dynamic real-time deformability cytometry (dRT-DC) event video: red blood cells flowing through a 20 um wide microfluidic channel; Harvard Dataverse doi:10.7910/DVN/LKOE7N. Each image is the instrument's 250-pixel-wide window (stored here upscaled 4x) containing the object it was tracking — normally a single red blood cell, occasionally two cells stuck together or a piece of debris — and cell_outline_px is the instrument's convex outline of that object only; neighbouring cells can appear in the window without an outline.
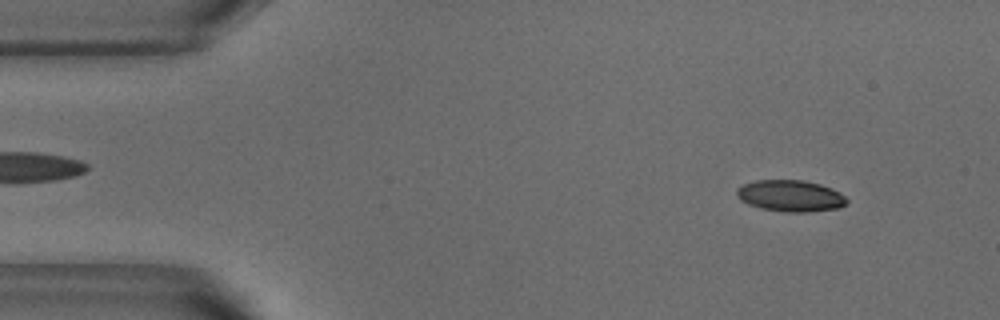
{"species": "common noctule bat (a hibernating species)", "species_latin": "Nyctalus noctula", "temperature_condition": "warm", "stored_images_in_passage": 52, "camera_frame_rate_fps": 3000, "um_per_image_px": 0.085, "animal": {"sex": "male", "body_mass_g": 18.8}, "frame": {"image": 1, "passage_image": 5, "time_ms": 1.333, "image_size_px": [1000, 320], "cell_outline_px": [[848, 204], [840, 208], [808, 212], [784, 212], [760, 208], [748, 204], [740, 200], [736, 196], [736, 188], [744, 184], [756, 180], [804, 180], [820, 184], [832, 188], [840, 192], [848, 200]], "centroid_in_image_um": [67.2, 16.65], "position_along_channel_um": 17.8, "area_um2": 20.46}}
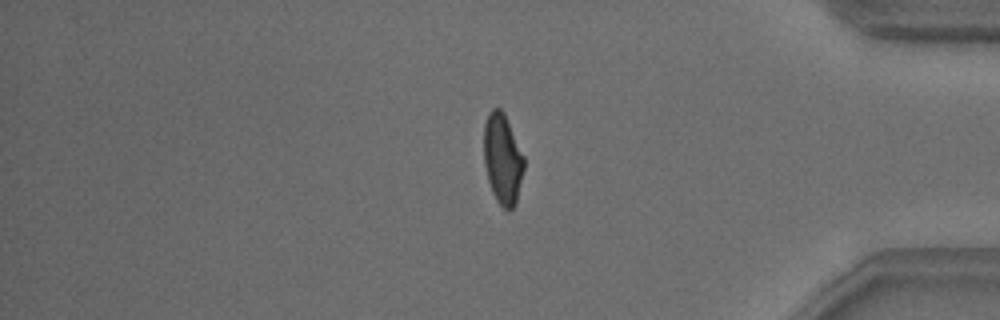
{"frame": {"image": 2, "passage_image": 43, "time_ms": 14.0, "image_size_px": [1000, 320], "cell_outline_px": [[524, 168], [516, 204], [508, 212], [496, 200], [492, 192], [488, 180], [484, 164], [484, 124], [488, 112], [492, 108], [500, 108], [504, 112], [524, 156]], "centroid_in_image_um": [42.72, 13.5], "position_along_channel_um": 392.5, "area_um2": 21.27}}
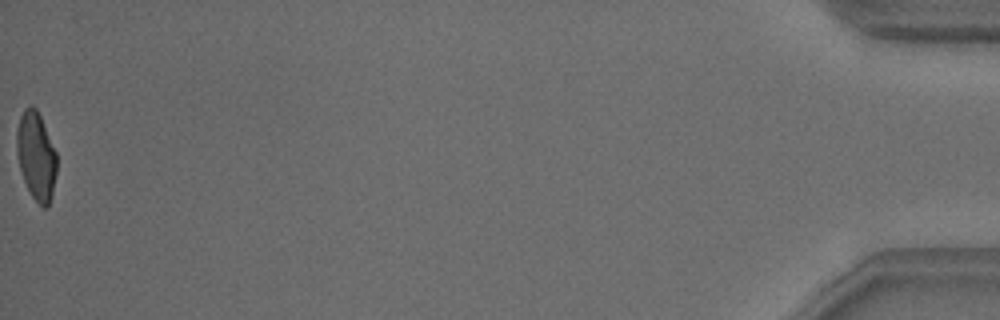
{"frame": {"image": 3, "passage_image": 52, "time_ms": 17.0, "image_size_px": [1000, 320], "cell_outline_px": [[56, 172], [52, 196], [48, 208], [44, 208], [32, 196], [24, 180], [20, 168], [16, 152], [16, 132], [20, 116], [24, 108], [28, 104], [32, 104], [36, 108], [40, 116], [56, 152]], "centroid_in_image_um": [3.06, 13.23], "position_along_channel_um": 432.1, "area_um2": 20.52}, "authors_computed_cell_mechanics": {"area_um2": 21.3571, "velocity_mm_per_s": 3.8341, "shape_relaxation_time_tau1_ms": 4.1763, "shape_relaxation_time_tau2_ms": 1.0796, "deformation_change_tau1": 0.1612, "deformation_change_tau2": 0.0728}}